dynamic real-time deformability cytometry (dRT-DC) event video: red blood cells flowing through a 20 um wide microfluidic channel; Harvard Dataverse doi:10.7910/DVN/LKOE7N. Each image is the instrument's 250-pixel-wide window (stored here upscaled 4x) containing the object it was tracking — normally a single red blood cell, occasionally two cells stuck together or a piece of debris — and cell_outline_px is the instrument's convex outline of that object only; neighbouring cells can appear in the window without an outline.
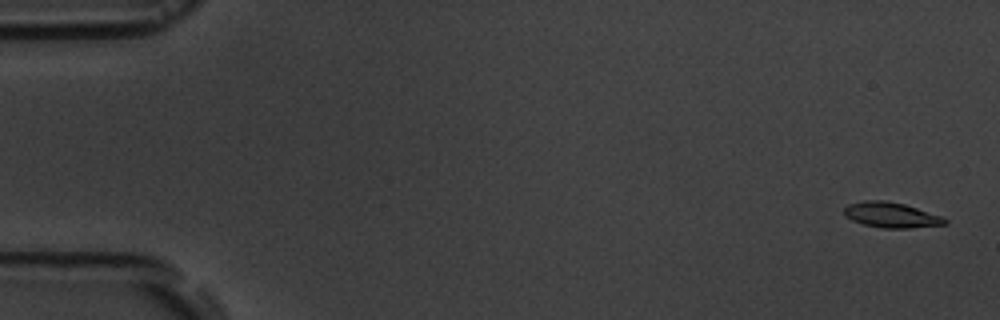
{"species": "common noctule bat (a hibernating species)", "species_latin": "Nyctalus noctula", "temperature_condition": "room temperature", "stored_images_in_passage": 6, "camera_frame_rate_fps": 3000, "um_per_image_px": 0.085, "animal": {"sex": "male", "body_mass_g": 19.5, "forearm_length_mm": 54.6}, "frame": {"image": 1, "passage_image": 1, "time_ms": 0.0, "image_size_px": [1000, 320], "cell_outline_px": [[948, 224], [908, 228], [884, 228], [864, 224], [852, 220], [844, 216], [844, 208], [848, 204], [864, 200], [884, 200], [904, 204], [940, 216], [948, 220]], "centroid_in_image_um": [75.72, 18.27], "position_along_channel_um": 9.3, "area_um2": 14.74}}
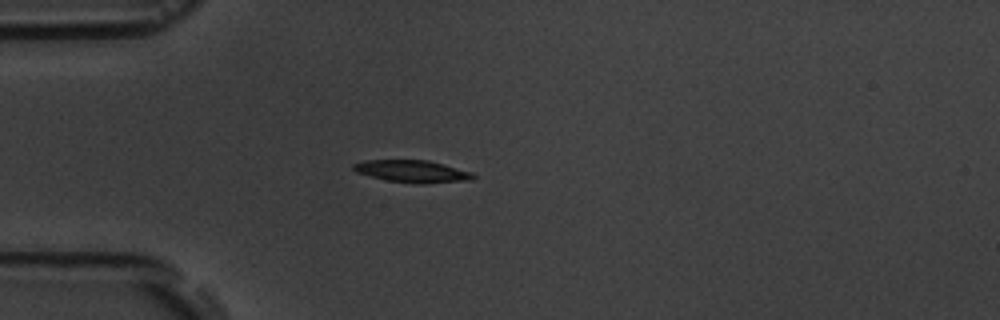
{"frame": {"image": 2, "passage_image": 5, "time_ms": 4.667, "image_size_px": [1000, 320], "cell_outline_px": [[476, 176], [472, 180], [424, 184], [420, 184], [388, 180], [356, 172], [352, 168], [352, 164], [364, 160], [428, 160], [444, 164], [472, 172]], "centroid_in_image_um": [35.08, 14.56], "position_along_channel_um": 49.9, "area_um2": 15.49}}